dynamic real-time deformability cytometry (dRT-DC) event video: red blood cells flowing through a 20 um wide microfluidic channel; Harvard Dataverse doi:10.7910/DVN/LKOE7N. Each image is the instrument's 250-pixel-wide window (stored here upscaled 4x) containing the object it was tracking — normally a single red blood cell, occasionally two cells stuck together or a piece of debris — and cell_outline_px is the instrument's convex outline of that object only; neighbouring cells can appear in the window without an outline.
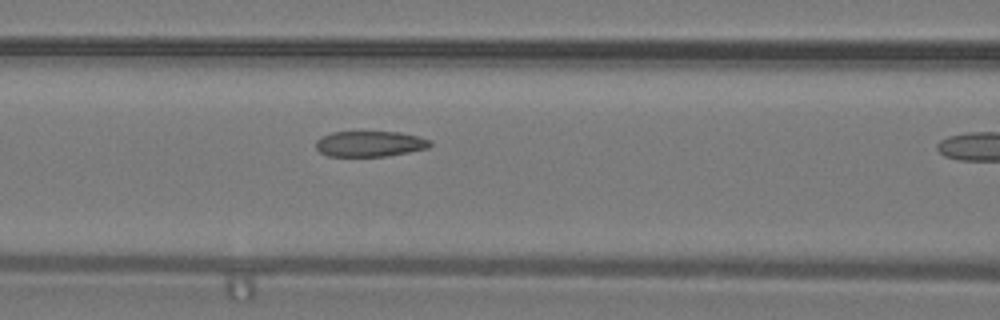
{"species": "common noctule bat (a hibernating species)", "species_latin": "Nyctalus noctula", "temperature_condition": "warm", "stored_images_in_passage": 6, "camera_frame_rate_fps": 3000, "um_per_image_px": 0.085, "animal": {"sex": "male", "body_mass_g": 19.2, "forearm_length_mm": 51.8}, "frame": {"image": 1, "passage_image": 5, "time_ms": 1.333, "image_size_px": [1000, 320], "cell_outline_px": [[432, 144], [428, 148], [408, 152], [384, 156], [328, 156], [320, 152], [316, 148], [316, 140], [320, 136], [332, 132], [400, 132], [420, 136], [432, 140]], "centroid_in_image_um": [31.45, 12.21], "position_along_channel_um": 135.2, "area_um2": 17.17}}